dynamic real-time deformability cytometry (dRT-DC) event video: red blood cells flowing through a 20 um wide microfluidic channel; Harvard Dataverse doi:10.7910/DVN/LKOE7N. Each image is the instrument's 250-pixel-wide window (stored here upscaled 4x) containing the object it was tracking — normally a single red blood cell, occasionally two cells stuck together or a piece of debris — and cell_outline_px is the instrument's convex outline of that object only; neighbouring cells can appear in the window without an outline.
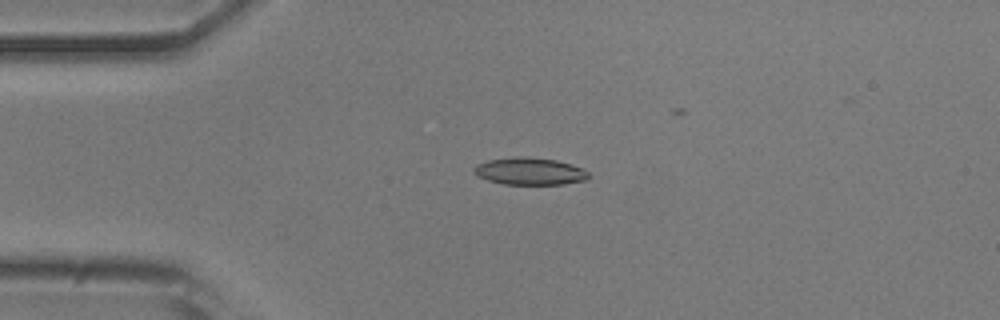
{"species": "common noctule bat (a hibernating species)", "species_latin": "Nyctalus noctula", "temperature_condition": "room temperature", "stored_images_in_passage": 7, "camera_frame_rate_fps": 3000, "um_per_image_px": 0.085, "animal": {"sex": "male", "body_mass_g": 20.5, "forearm_length_mm": 52.5}, "frame": {"image": 1, "passage_image": 3, "time_ms": 2.333, "image_size_px": [1000, 320], "cell_outline_px": [[592, 176], [584, 180], [564, 184], [504, 184], [488, 180], [476, 176], [472, 172], [472, 168], [476, 164], [488, 160], [520, 156], [556, 160], [572, 164], [588, 172]], "centroid_in_image_um": [44.99, 14.56], "position_along_channel_um": 40.0, "area_um2": 18.21}}
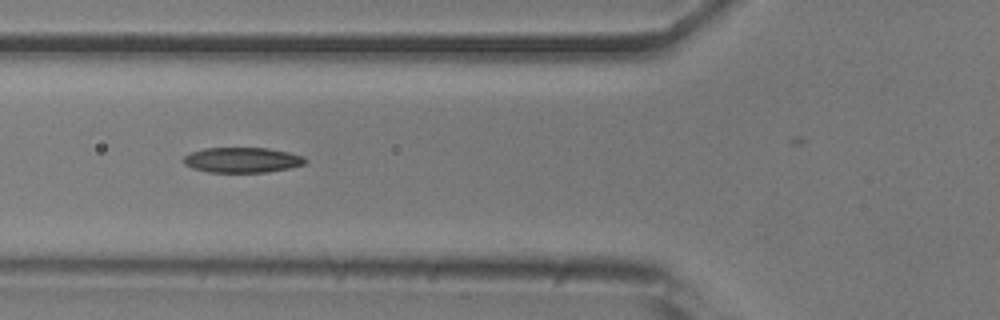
{"frame": {"image": 2, "passage_image": 5, "time_ms": 4.667, "image_size_px": [1000, 320], "cell_outline_px": [[308, 160], [304, 164], [288, 168], [268, 172], [208, 172], [192, 168], [184, 164], [180, 160], [184, 156], [192, 152], [204, 148], [268, 148], [288, 152], [304, 156]], "centroid_in_image_um": [20.57, 13.6], "position_along_channel_um": 105.2, "area_um2": 17.98}}
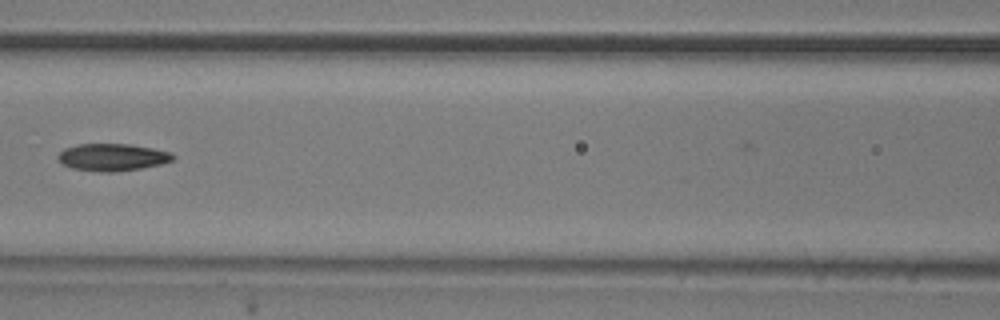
{"frame": {"image": 3, "passage_image": 6, "time_ms": 6.0, "image_size_px": [1000, 320], "cell_outline_px": [[176, 156], [172, 160], [160, 164], [140, 168], [112, 172], [100, 172], [72, 168], [64, 164], [56, 156], [64, 148], [76, 144], [128, 144], [152, 148], [172, 152]], "centroid_in_image_um": [9.55, 13.35], "position_along_channel_um": 157.1, "area_um2": 18.15}}